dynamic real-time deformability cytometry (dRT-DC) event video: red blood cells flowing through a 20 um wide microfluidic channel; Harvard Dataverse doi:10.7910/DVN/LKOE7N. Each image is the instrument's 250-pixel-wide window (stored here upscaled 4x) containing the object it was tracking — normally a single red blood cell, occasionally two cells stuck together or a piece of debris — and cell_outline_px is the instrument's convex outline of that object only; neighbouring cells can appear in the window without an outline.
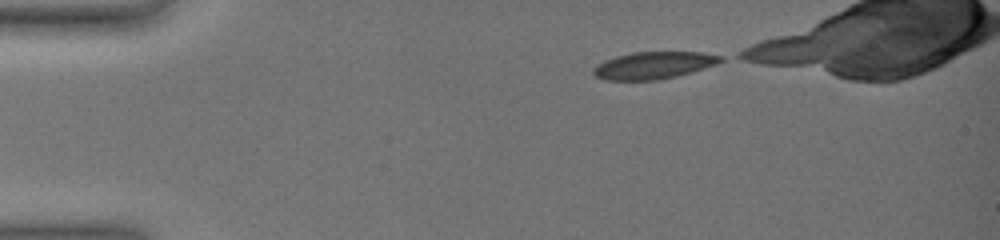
{"species": "common noctule bat (a hibernating species)", "species_latin": "Nyctalus noctula", "temperature_condition": "warm", "stored_images_in_passage": 11, "camera_frame_rate_fps": 3000, "um_per_image_px": 0.085, "animal": {"sex": "female", "body_mass_g": 19.0, "forearm_length_mm": 51.5}, "frame": {"image": 1, "passage_image": 1, "time_ms": 0.0, "image_size_px": [1000, 240], "cell_outline_px": [[724, 60], [716, 64], [692, 72], [660, 80], [604, 80], [596, 76], [592, 72], [592, 68], [596, 64], [604, 60], [616, 56], [632, 52], [704, 52], [724, 56]], "centroid_in_image_um": [55.55, 5.55], "position_along_channel_um": 29.4, "area_um2": 20.35}}
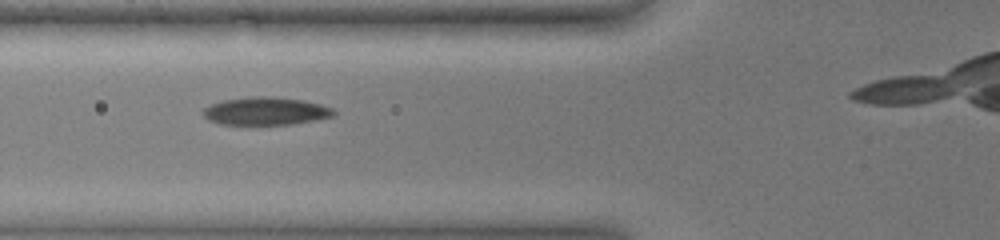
{"frame": {"image": 2, "passage_image": 10, "time_ms": 4.0, "image_size_px": [1000, 240], "cell_outline_px": [[336, 116], [292, 124], [248, 128], [220, 124], [208, 120], [204, 116], [204, 108], [212, 104], [224, 100], [252, 96], [272, 96], [304, 100], [320, 104], [332, 108], [336, 112]], "centroid_in_image_um": [22.57, 9.49], "position_along_channel_um": 103.2, "area_um2": 22.2}}